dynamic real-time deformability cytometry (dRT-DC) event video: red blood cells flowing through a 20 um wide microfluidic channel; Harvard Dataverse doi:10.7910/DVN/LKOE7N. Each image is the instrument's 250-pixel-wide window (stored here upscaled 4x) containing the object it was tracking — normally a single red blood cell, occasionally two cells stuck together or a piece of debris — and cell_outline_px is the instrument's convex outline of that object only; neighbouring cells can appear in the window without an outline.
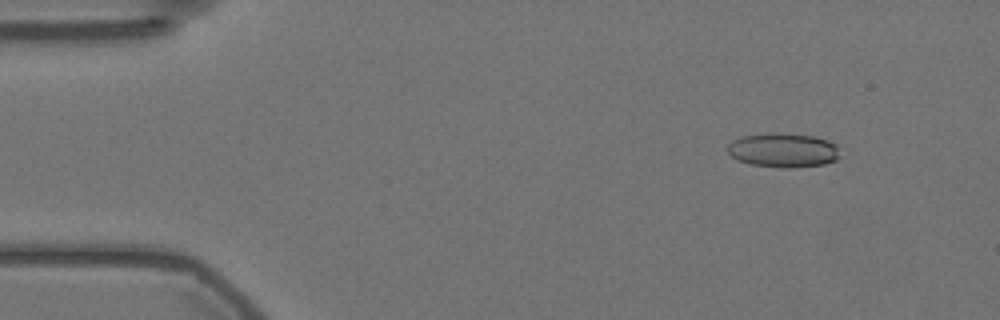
{"species": "Egyptian fruit bat (a non-hibernating species)", "species_latin": "Rousettus aegyptiacus", "temperature_condition": "warm", "stored_images_in_passage": 51, "camera_frame_rate_fps": 3000, "um_per_image_px": 0.085, "animal": {"sex": "female"}, "frame": {"image": 1, "passage_image": 2, "time_ms": 0.333, "image_size_px": [1000, 320], "cell_outline_px": [[840, 156], [836, 160], [824, 164], [792, 168], [784, 168], [752, 164], [736, 160], [728, 152], [728, 144], [732, 140], [740, 136], [768, 132], [776, 132], [812, 136], [828, 140], [836, 144]], "centroid_in_image_um": [66.56, 12.75], "position_along_channel_um": 18.4, "area_um2": 22.66}}
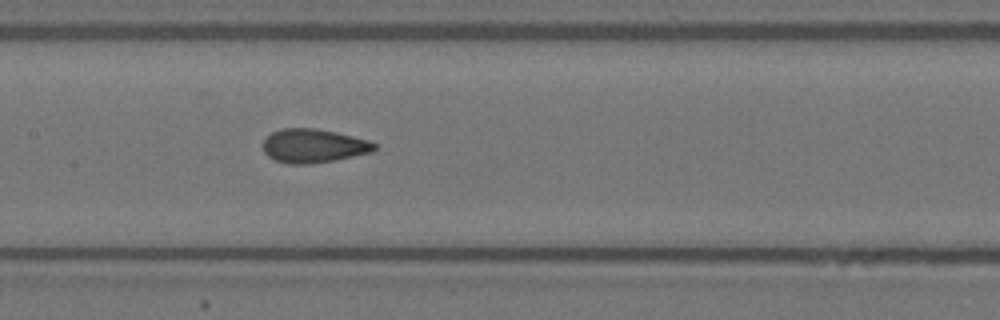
{"frame": {"image": 2, "passage_image": 23, "time_ms": 7.333, "image_size_px": [1000, 320], "cell_outline_px": [[376, 148], [372, 152], [312, 164], [288, 164], [276, 160], [268, 156], [264, 152], [264, 140], [272, 132], [284, 128], [316, 128], [336, 132], [368, 140], [376, 144]], "centroid_in_image_um": [26.64, 12.39], "position_along_channel_um": 180.8, "area_um2": 21.73}}
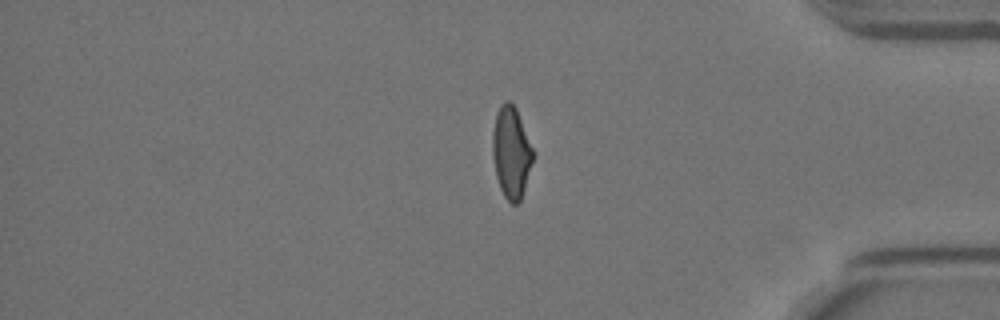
{"frame": {"image": 3, "passage_image": 43, "time_ms": 14.0, "image_size_px": [1000, 320], "cell_outline_px": [[536, 152], [520, 200], [516, 204], [512, 204], [504, 196], [500, 188], [496, 176], [492, 152], [492, 132], [496, 116], [500, 104], [504, 100], [508, 100], [516, 108]], "centroid_in_image_um": [43.47, 12.92], "position_along_channel_um": 391.7, "area_um2": 21.79}}